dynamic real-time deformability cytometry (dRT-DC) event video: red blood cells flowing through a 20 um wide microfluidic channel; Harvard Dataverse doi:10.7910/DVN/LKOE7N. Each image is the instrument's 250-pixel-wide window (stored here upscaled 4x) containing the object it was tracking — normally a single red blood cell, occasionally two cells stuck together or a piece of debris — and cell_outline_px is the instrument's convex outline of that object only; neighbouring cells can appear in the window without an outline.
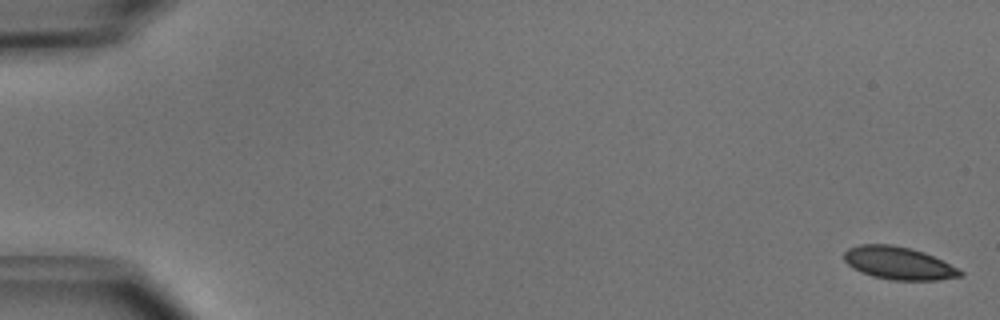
{"species": "common noctule bat (a hibernating species)", "species_latin": "Nyctalus noctula", "temperature_condition": "cold", "stored_images_in_passage": 52, "camera_frame_rate_fps": 3000, "um_per_image_px": 0.085, "animal": {"sex": "male", "body_mass_g": 15.6}, "frame": {"image": 1, "passage_image": 1, "time_ms": 0.0, "image_size_px": [1000, 320], "cell_outline_px": [[964, 276], [940, 280], [892, 280], [872, 276], [860, 272], [852, 268], [844, 260], [844, 252], [848, 248], [860, 244], [892, 244], [912, 248], [924, 252], [964, 272]], "centroid_in_image_um": [76.35, 22.37], "position_along_channel_um": 8.6, "area_um2": 22.2}}
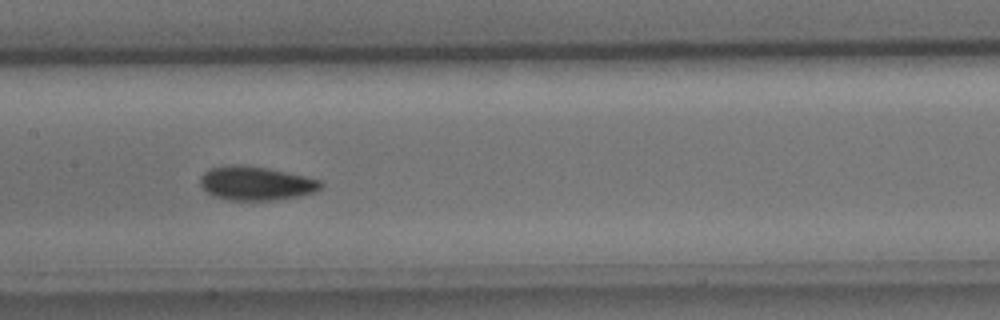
{"frame": {"image": 2, "passage_image": 26, "time_ms": 8.333, "image_size_px": [1000, 320], "cell_outline_px": [[324, 184], [316, 192], [300, 196], [272, 200], [224, 200], [208, 192], [200, 184], [200, 176], [204, 172], [212, 168], [228, 164], [240, 164], [268, 168], [304, 176], [320, 180]], "centroid_in_image_um": [21.76, 15.58], "position_along_channel_um": 185.6, "area_um2": 23.81}}
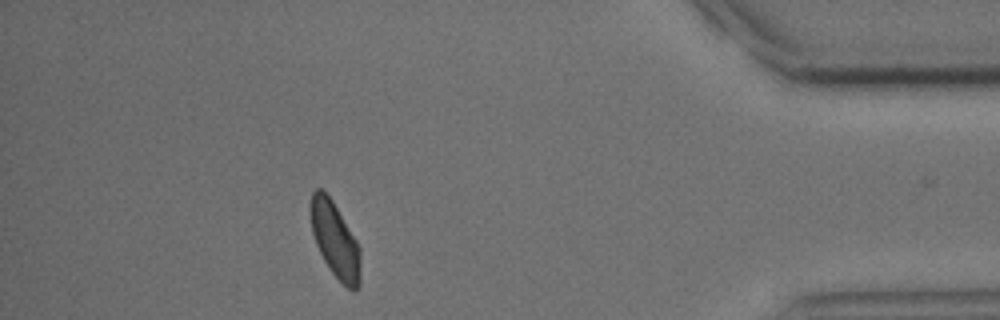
{"frame": {"image": 3, "passage_image": 46, "time_ms": 15.0, "image_size_px": [1000, 320], "cell_outline_px": [[360, 284], [356, 288], [348, 288], [328, 268], [316, 244], [312, 232], [308, 208], [308, 204], [312, 192], [316, 188], [320, 188], [332, 200], [356, 240], [360, 248]], "centroid_in_image_um": [28.44, 20.34], "position_along_channel_um": 406.8, "area_um2": 21.85}, "authors_computed_cell_mechanics": {"area_um2": 22.9177, "velocity_mm_per_s": 3.9636, "shape_relaxation_time_tau1_ms": 4.1965, "shape_relaxation_time_tau2_ms": 2.4125, "deformation_change_tau1": 0.1163, "deformation_change_tau2": 0.0614}}